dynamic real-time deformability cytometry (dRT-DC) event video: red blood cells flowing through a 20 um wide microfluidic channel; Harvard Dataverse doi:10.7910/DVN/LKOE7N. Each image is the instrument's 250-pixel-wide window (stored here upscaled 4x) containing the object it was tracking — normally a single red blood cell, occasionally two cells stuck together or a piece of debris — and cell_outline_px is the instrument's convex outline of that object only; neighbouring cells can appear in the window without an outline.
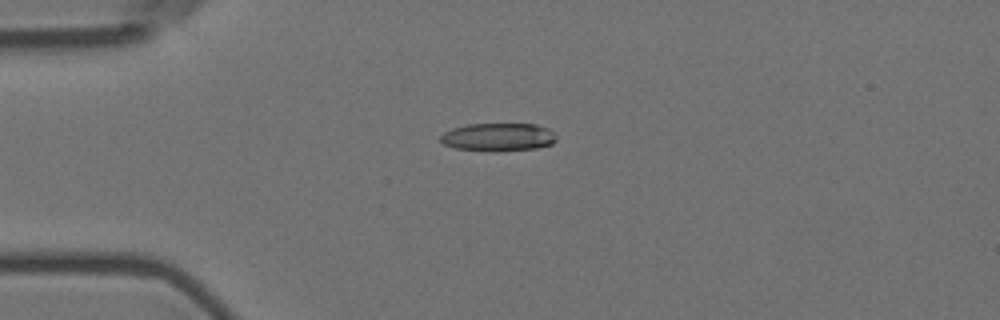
{"species": "Egyptian fruit bat (a non-hibernating species)", "species_latin": "Rousettus aegyptiacus", "temperature_condition": "room temperature", "stored_images_in_passage": 35, "camera_frame_rate_fps": 3000, "um_per_image_px": 0.085, "animal": {"sex": "female"}, "frame": {"image": 1, "passage_image": 6, "time_ms": 1.667, "image_size_px": [1000, 320], "cell_outline_px": [[556, 140], [552, 144], [536, 148], [496, 152], [456, 148], [444, 144], [440, 140], [440, 136], [444, 132], [452, 128], [468, 124], [536, 124], [548, 128], [556, 136]], "centroid_in_image_um": [42.35, 11.65], "position_along_channel_um": 42.6, "area_um2": 19.02}}
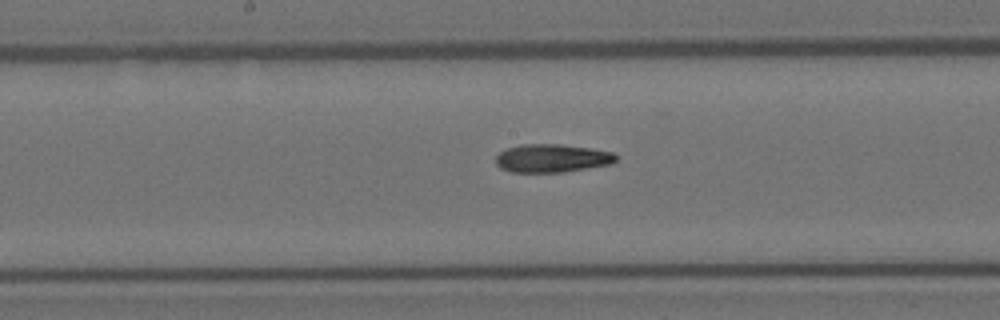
{"frame": {"image": 2, "passage_image": 21, "time_ms": 6.667, "image_size_px": [1000, 320], "cell_outline_px": [[620, 156], [612, 164], [564, 172], [512, 172], [500, 168], [496, 164], [496, 156], [500, 152], [508, 148], [520, 144], [560, 144], [588, 148], [612, 152]], "centroid_in_image_um": [46.93, 13.45], "position_along_channel_um": 201.3, "area_um2": 19.83}}
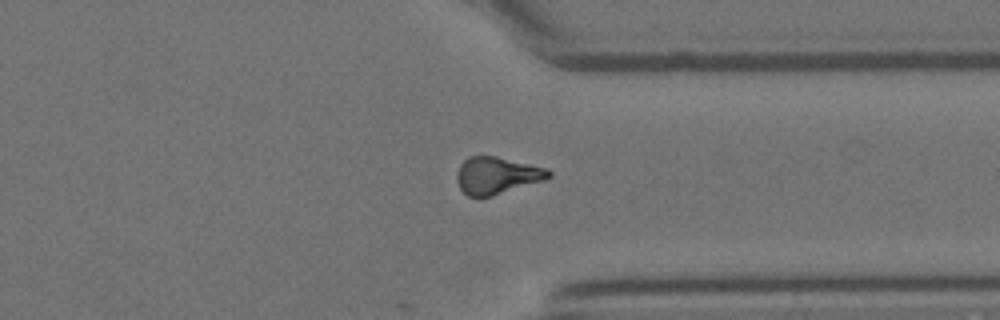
{"frame": {"image": 3, "passage_image": 35, "time_ms": 11.333, "image_size_px": [1000, 320], "cell_outline_px": [[552, 176], [548, 180], [492, 196], [468, 196], [460, 188], [456, 180], [456, 172], [460, 164], [468, 156], [496, 156], [548, 168], [552, 172]], "centroid_in_image_um": [42.28, 14.91], "position_along_channel_um": 369.1, "area_um2": 20.17}}